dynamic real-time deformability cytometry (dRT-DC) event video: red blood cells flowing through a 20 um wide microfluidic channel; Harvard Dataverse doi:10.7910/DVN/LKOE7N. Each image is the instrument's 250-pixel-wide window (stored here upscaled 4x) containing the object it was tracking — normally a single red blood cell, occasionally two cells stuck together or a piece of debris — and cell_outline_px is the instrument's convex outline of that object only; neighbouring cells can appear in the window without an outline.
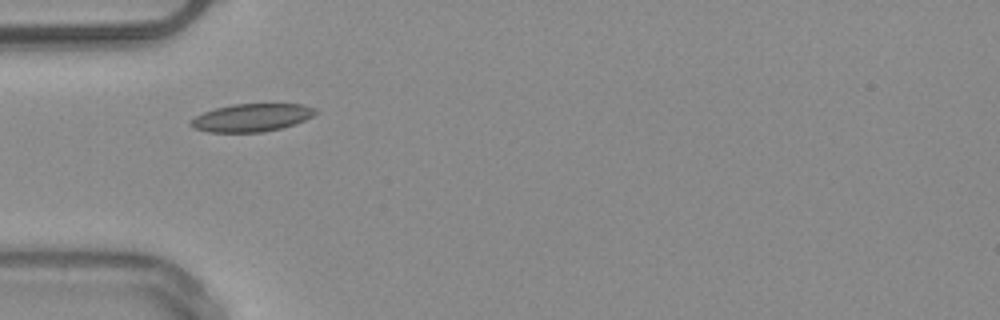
{"species": "common noctule bat (a hibernating species)", "species_latin": "Nyctalus noctula", "temperature_condition": "warm", "stored_images_in_passage": 20, "camera_frame_rate_fps": 3000, "um_per_image_px": 0.085, "animal": {"sex": "male", "body_mass_g": 20.4}, "frame": {"image": 1, "passage_image": 1, "time_ms": 0.0, "image_size_px": [1000, 320], "cell_outline_px": [[320, 112], [296, 124], [280, 128], [260, 132], [208, 132], [196, 128], [188, 124], [188, 120], [204, 112], [216, 108], [232, 104], [304, 104], [316, 108]], "centroid_in_image_um": [21.41, 9.99], "position_along_channel_um": 63.6, "area_um2": 20.29}}
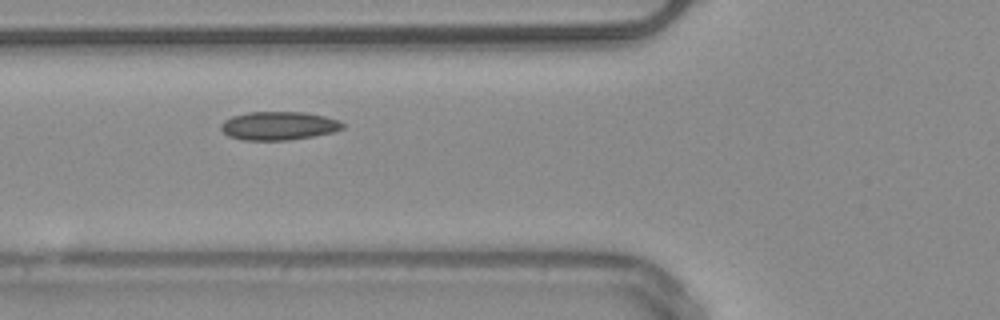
{"frame": {"image": 2, "passage_image": 4, "time_ms": 1.0, "image_size_px": [1000, 320], "cell_outline_px": [[344, 128], [332, 132], [312, 136], [288, 140], [244, 140], [228, 136], [220, 128], [220, 124], [224, 120], [232, 116], [248, 112], [304, 112], [324, 116], [340, 120], [344, 124]], "centroid_in_image_um": [23.67, 10.69], "position_along_channel_um": 102.1, "area_um2": 20.17}}